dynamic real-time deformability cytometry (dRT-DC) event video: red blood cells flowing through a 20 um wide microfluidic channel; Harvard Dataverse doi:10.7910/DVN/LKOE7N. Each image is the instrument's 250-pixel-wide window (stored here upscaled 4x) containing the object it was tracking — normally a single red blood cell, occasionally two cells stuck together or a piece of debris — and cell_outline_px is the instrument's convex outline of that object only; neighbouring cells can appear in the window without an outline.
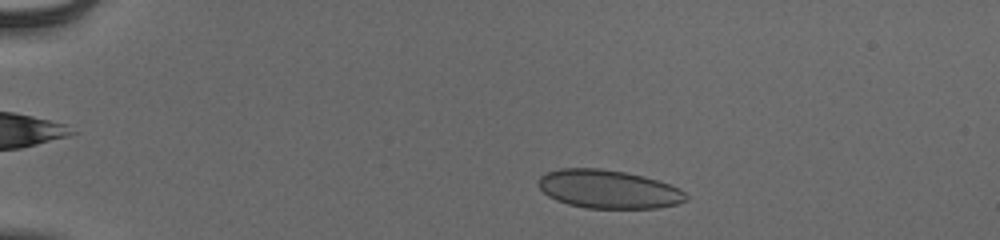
{"species": "human", "species_latin": "Homo sapiens", "temperature_condition": "cold", "stored_images_in_passage": 49, "camera_frame_rate_fps": 3000, "um_per_image_px": 0.085, "donor": {"sex": "male"}, "frame": {"image": 1, "passage_image": 6, "time_ms": 1.667, "image_size_px": [1000, 240], "cell_outline_px": [[688, 200], [676, 204], [660, 208], [584, 208], [568, 204], [556, 200], [548, 196], [540, 188], [540, 176], [548, 172], [560, 168], [600, 168], [624, 172], [644, 176], [680, 188], [688, 196]], "centroid_in_image_um": [51.74, 16.09], "position_along_channel_um": 33.3, "area_um2": 33.0}}
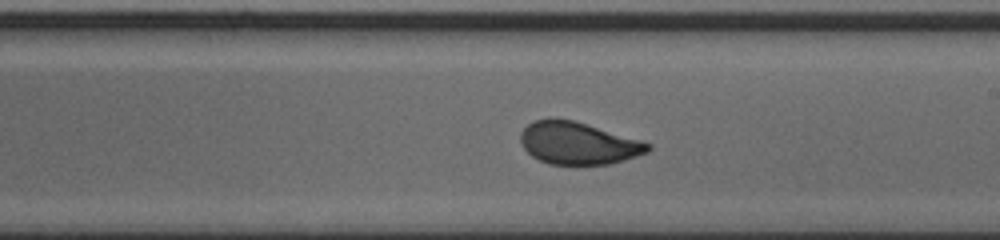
{"frame": {"image": 2, "passage_image": 28, "time_ms": 9.0, "image_size_px": [1000, 240], "cell_outline_px": [[652, 148], [648, 152], [612, 164], [548, 164], [532, 156], [524, 148], [520, 140], [520, 132], [528, 124], [536, 120], [552, 116], [572, 120], [640, 140], [652, 144]], "centroid_in_image_um": [49.12, 12.16], "position_along_channel_um": 239.9, "area_um2": 31.39}}
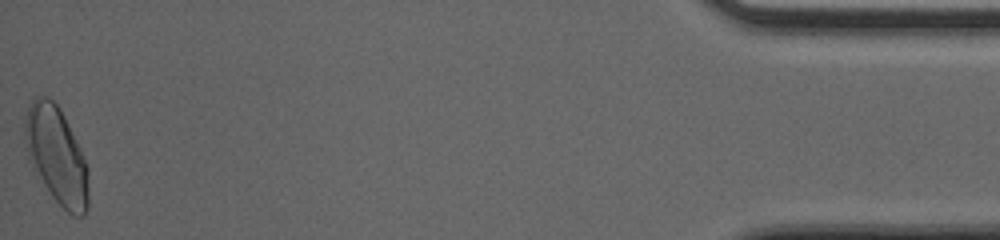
{"frame": {"image": 3, "passage_image": 49, "time_ms": 16.0, "image_size_px": [1000, 240], "cell_outline_px": [[88, 208], [84, 216], [72, 216], [52, 196], [28, 160], [24, 136], [24, 120], [28, 108], [32, 100], [36, 96], [48, 96], [60, 108], [76, 140], [88, 168]], "centroid_in_image_um": [4.8, 13.2], "position_along_channel_um": 430.4, "area_um2": 35.78}, "authors_computed_cell_mechanics": {"area_um2": 32.4258, "velocity_mm_per_s": 3.8785, "shape_relaxation_time_tau1_ms": 7.8203, "shape_relaxation_time_tau2_ms": null, "deformation_change_tau1": 0.1764, "deformation_change_tau2": null}}